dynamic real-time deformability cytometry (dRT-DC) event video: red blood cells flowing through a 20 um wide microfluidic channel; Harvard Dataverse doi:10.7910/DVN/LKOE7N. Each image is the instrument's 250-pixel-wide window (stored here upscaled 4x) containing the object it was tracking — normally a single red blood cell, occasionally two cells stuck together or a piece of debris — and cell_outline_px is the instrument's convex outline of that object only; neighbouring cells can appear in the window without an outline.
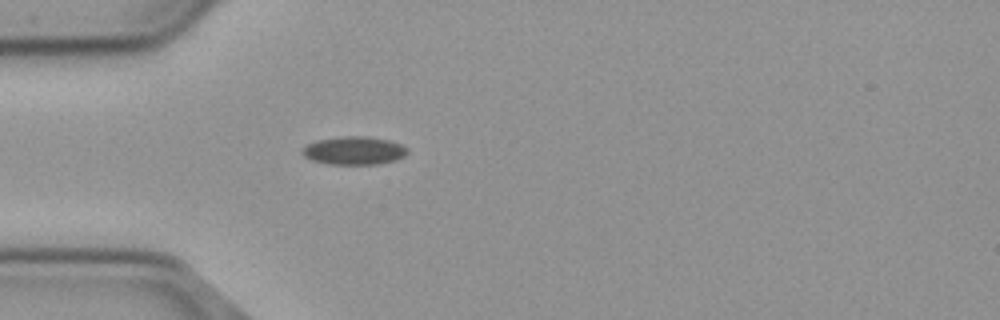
{"species": "common noctule bat (a hibernating species)", "species_latin": "Nyctalus noctula", "temperature_condition": "cold", "stored_images_in_passage": 40, "camera_frame_rate_fps": 3000, "um_per_image_px": 0.085, "animal": {"sex": "male", "body_mass_g": 23.1, "forearm_length_mm": 52.7}, "frame": {"image": 1, "passage_image": 1, "time_ms": 0.0, "image_size_px": [1000, 320], "cell_outline_px": [[408, 152], [404, 156], [396, 160], [376, 164], [328, 164], [312, 160], [304, 156], [300, 152], [308, 144], [316, 140], [344, 136], [364, 136], [388, 140], [400, 144], [408, 148]], "centroid_in_image_um": [30.09, 12.8], "position_along_channel_um": 54.9, "area_um2": 17.17}}
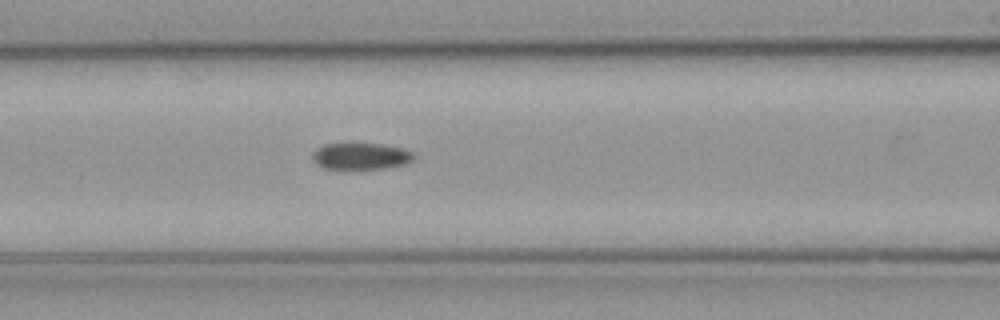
{"frame": {"image": 2, "passage_image": 8, "time_ms": 2.333, "image_size_px": [1000, 320], "cell_outline_px": [[416, 156], [412, 160], [404, 164], [388, 168], [324, 168], [316, 164], [312, 160], [312, 156], [316, 148], [324, 144], [384, 144], [404, 148], [412, 152]], "centroid_in_image_um": [30.69, 13.26], "position_along_channel_um": 135.9, "area_um2": 15.61}}
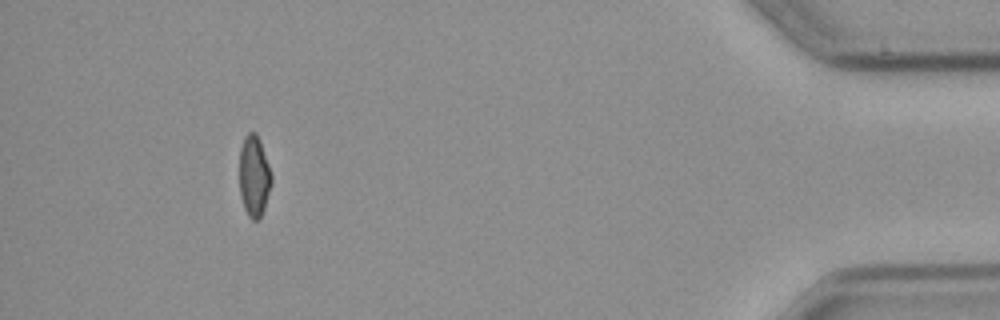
{"frame": {"image": 3, "passage_image": 36, "time_ms": 11.667, "image_size_px": [1000, 320], "cell_outline_px": [[272, 184], [260, 220], [252, 220], [248, 216], [244, 208], [240, 196], [240, 148], [244, 136], [248, 132], [256, 132], [260, 140], [272, 176]], "centroid_in_image_um": [21.59, 14.98], "position_along_channel_um": 413.6, "area_um2": 15.26}, "authors_computed_cell_mechanics": {"area_um2": 16.0684, "velocity_mm_per_s": 3.7019, "shape_relaxation_time_tau1_ms": null, "shape_relaxation_time_tau2_ms": 9.9525, "deformation_change_tau1": null, "deformation_change_tau2": 0.1417}}